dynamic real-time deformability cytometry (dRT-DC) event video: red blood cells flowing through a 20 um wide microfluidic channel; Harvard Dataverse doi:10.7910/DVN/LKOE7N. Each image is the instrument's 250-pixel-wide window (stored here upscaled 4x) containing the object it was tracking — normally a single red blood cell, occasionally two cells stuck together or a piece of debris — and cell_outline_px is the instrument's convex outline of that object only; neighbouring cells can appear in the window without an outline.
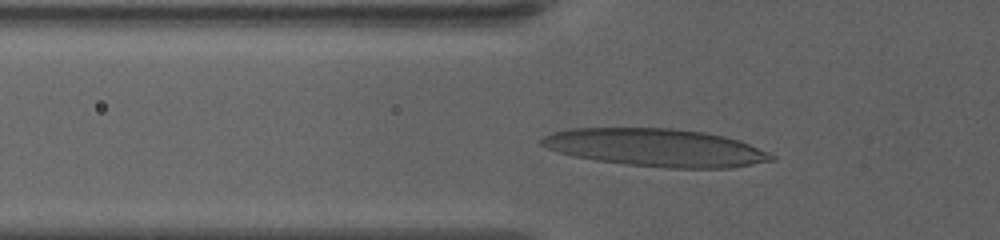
{"species": "human", "species_latin": "Homo sapiens", "temperature_condition": "warm", "stored_images_in_passage": 46, "camera_frame_rate_fps": 3000, "um_per_image_px": 0.085, "donor": {"sex": "female"}, "frame": {"image": 1, "passage_image": 14, "time_ms": 4.333, "image_size_px": [1000, 240], "cell_outline_px": [[776, 160], [732, 168], [668, 168], [624, 164], [596, 160], [556, 152], [540, 144], [540, 140], [544, 136], [552, 132], [572, 128], [676, 128], [704, 132], [724, 136], [748, 144], [768, 152], [776, 156]], "centroid_in_image_um": [55.76, 12.55], "position_along_channel_um": 70.0, "area_um2": 50.63}}
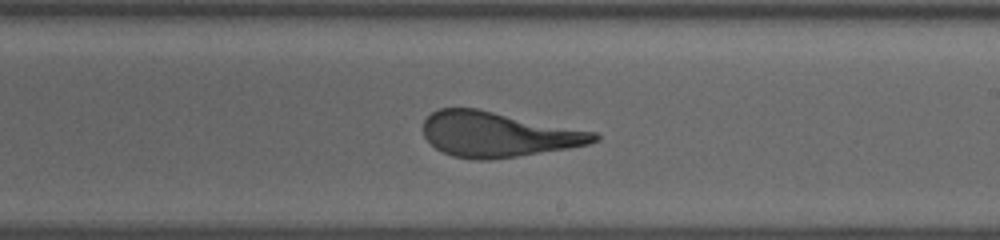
{"frame": {"image": 2, "passage_image": 29, "time_ms": 9.333, "image_size_px": [1000, 240], "cell_outline_px": [[600, 140], [588, 144], [568, 148], [516, 156], [488, 160], [476, 160], [452, 156], [436, 148], [424, 136], [424, 120], [432, 112], [440, 108], [476, 108], [596, 132], [600, 136]], "centroid_in_image_um": [42.32, 11.42], "position_along_channel_um": 246.7, "area_um2": 44.56}}
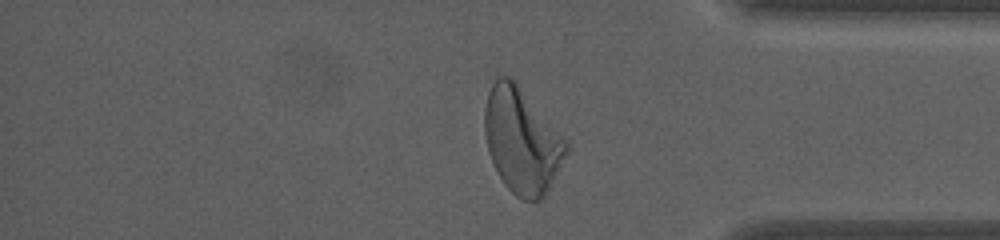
{"frame": {"image": 3, "passage_image": 42, "time_ms": 13.667, "image_size_px": [1000, 240], "cell_outline_px": [[572, 144], [568, 152], [544, 196], [540, 200], [524, 200], [516, 196], [504, 184], [488, 152], [484, 132], [484, 108], [488, 92], [496, 76], [508, 76], [516, 80]], "centroid_in_image_um": [44.38, 11.9], "position_along_channel_um": 390.8, "area_um2": 50.58}, "authors_computed_cell_mechanics": {"area_um2": 46.4134, "velocity_mm_per_s": 3.5871, "shape_relaxation_time_tau1_ms": 5.8972, "shape_relaxation_time_tau2_ms": 1.1319, "deformation_change_tau1": 0.2844, "deformation_change_tau2": 0.103}}